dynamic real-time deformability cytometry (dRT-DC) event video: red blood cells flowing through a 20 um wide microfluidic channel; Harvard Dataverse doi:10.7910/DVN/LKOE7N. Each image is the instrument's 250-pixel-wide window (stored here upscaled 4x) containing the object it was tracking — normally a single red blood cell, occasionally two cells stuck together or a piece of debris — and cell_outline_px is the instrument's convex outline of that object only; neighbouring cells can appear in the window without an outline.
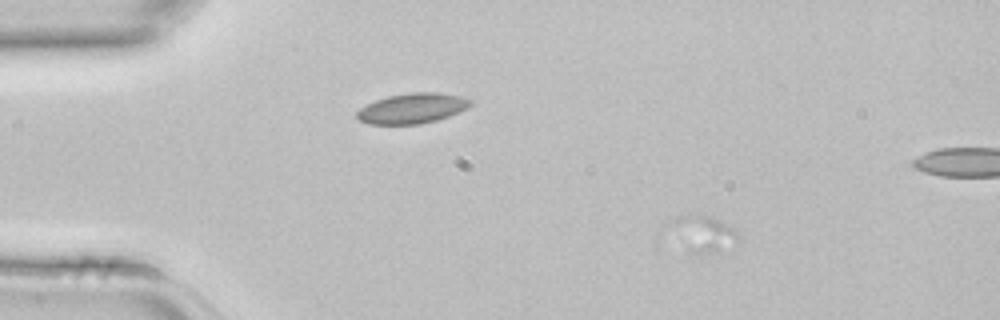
{"species": "common noctule bat (a hibernating species)", "species_latin": "Nyctalus noctula", "temperature_condition": "room temperature", "stored_images_in_passage": 3, "camera_frame_rate_fps": 3000, "um_per_image_px": 0.085, "animal": {"sex": "female", "body_mass_g": 22.7, "forearm_length_mm": 54.2}, "frame": {"image": 1, "passage_image": 1, "time_ms": 0.0, "image_size_px": [1000, 320], "cell_outline_px": [[740, 240], [728, 256], [700, 256], [692, 252], [688, 248], [700, 220], [704, 216], [712, 216], [732, 228], [740, 236]], "centroid_in_image_um": [60.65, 20.26], "position_along_channel_um": 24.3, "area_um2": 10.64}}